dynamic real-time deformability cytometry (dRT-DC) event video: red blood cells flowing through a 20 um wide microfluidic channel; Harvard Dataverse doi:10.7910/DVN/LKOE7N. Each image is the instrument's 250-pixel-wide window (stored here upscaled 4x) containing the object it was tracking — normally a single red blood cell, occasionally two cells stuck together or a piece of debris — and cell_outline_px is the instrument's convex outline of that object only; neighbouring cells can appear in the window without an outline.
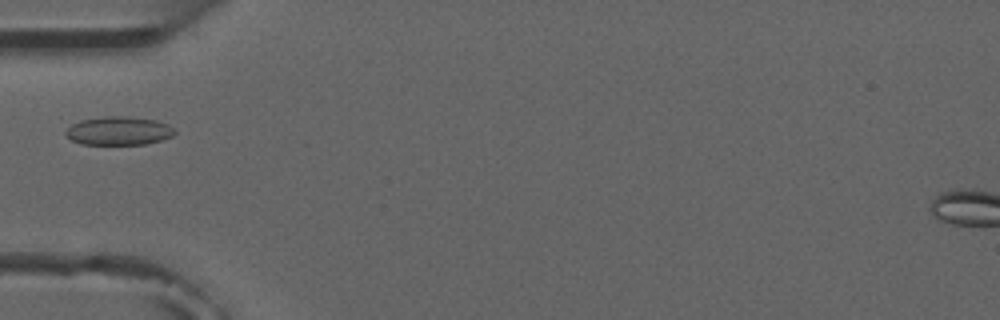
{"species": "common noctule bat (a hibernating species)", "species_latin": "Nyctalus noctula", "temperature_condition": "room temperature", "stored_images_in_passage": 5, "camera_frame_rate_fps": 3000, "um_per_image_px": 0.085, "animal": {"sex": "male", "forearm_length_mm": 52.5}, "frame": {"image": 1, "passage_image": 5, "time_ms": 4.667, "image_size_px": [1000, 320], "cell_outline_px": [[176, 132], [172, 136], [160, 140], [144, 144], [80, 144], [72, 140], [64, 132], [72, 124], [80, 120], [104, 116], [124, 116], [156, 120], [168, 124]], "centroid_in_image_um": [10.08, 11.11], "position_along_channel_um": 74.9, "area_um2": 17.98}}